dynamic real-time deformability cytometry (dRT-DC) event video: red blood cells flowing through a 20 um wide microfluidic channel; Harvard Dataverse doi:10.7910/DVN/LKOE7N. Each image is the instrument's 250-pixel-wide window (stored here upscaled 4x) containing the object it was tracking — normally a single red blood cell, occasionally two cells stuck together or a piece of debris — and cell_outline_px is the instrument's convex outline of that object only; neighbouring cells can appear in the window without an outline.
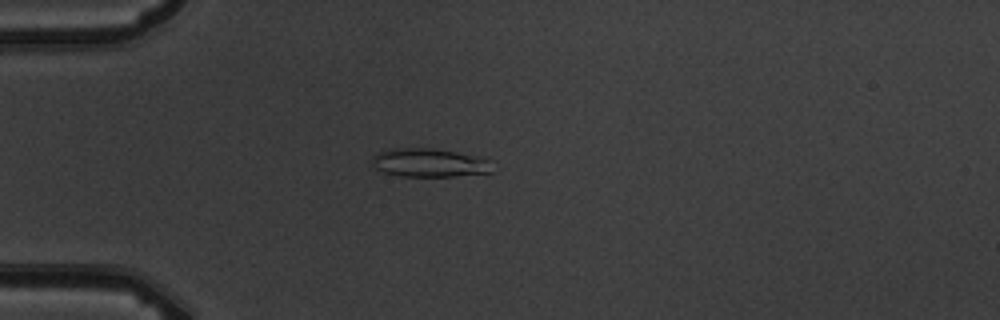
{"species": "common noctule bat (a hibernating species)", "species_latin": "Nyctalus noctula", "temperature_condition": "warm", "stored_images_in_passage": 6, "camera_frame_rate_fps": 3000, "um_per_image_px": 0.085, "animal": {"sex": "male", "body_mass_g": 19.5, "forearm_length_mm": 54.6}, "frame": {"image": 1, "passage_image": 3, "time_ms": 2.333, "image_size_px": [1000, 320], "cell_outline_px": [[492, 172], [456, 176], [400, 176], [384, 172], [376, 168], [372, 164], [372, 156], [376, 152], [392, 148], [432, 148], [480, 156], [488, 160]], "centroid_in_image_um": [36.45, 13.82], "position_along_channel_um": 48.5, "area_um2": 20.0}}
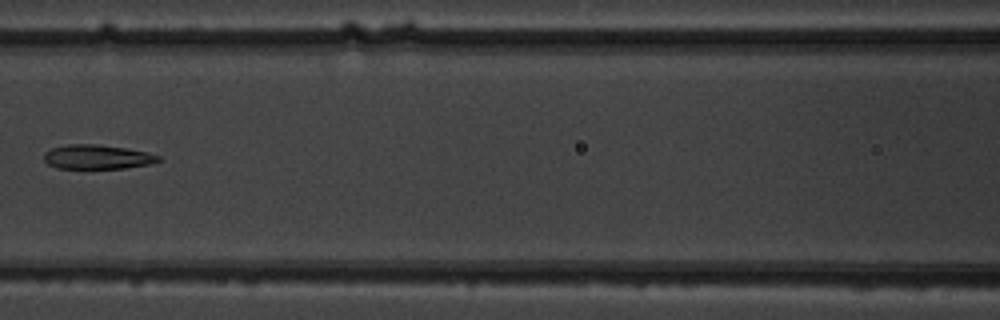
{"frame": {"image": 2, "passage_image": 6, "time_ms": 5.667, "image_size_px": [1000, 320], "cell_outline_px": [[160, 160], [152, 164], [124, 168], [56, 168], [48, 164], [44, 160], [44, 152], [52, 148], [68, 144], [96, 144], [124, 148], [148, 152], [160, 156]], "centroid_in_image_um": [8.26, 13.34], "position_along_channel_um": 158.3, "area_um2": 16.18}}